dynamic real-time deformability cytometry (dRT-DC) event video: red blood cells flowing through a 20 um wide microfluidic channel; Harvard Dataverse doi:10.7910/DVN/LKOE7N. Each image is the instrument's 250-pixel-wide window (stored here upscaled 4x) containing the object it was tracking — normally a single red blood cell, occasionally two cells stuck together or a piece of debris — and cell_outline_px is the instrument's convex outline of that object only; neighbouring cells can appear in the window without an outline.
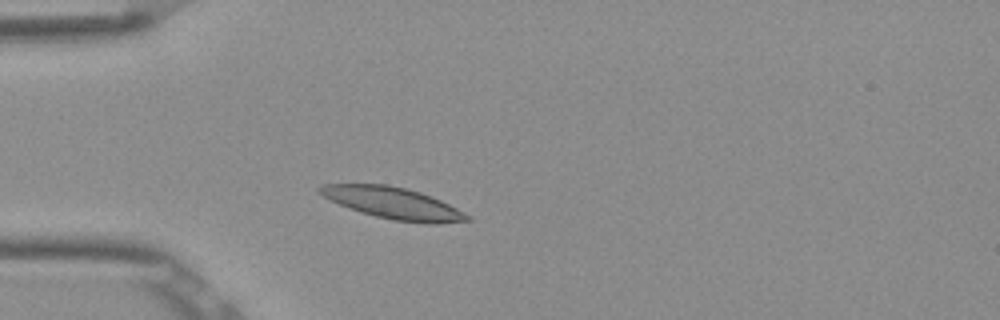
{"species": "Egyptian fruit bat (a non-hibernating species)", "species_latin": "Rousettus aegyptiacus", "temperature_condition": "room temperature", "stored_images_in_passage": 4, "camera_frame_rate_fps": 3000, "um_per_image_px": 0.085, "frame": {"image": 1, "passage_image": 3, "time_ms": 0.667, "image_size_px": [1000, 320], "cell_outline_px": [[472, 220], [436, 224], [428, 224], [392, 220], [360, 212], [340, 204], [316, 192], [316, 188], [324, 184], [384, 184], [404, 188], [420, 192], [440, 200], [472, 216]], "centroid_in_image_um": [33.43, 17.27], "position_along_channel_um": 51.6, "area_um2": 26.99}}